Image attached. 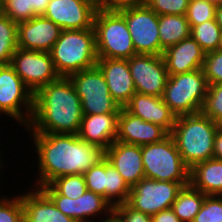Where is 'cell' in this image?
Returning a JSON list of instances; mask_svg holds the SVG:
<instances>
[{
	"mask_svg": "<svg viewBox=\"0 0 222 222\" xmlns=\"http://www.w3.org/2000/svg\"><path fill=\"white\" fill-rule=\"evenodd\" d=\"M90 5L96 11L107 10V0H81Z\"/></svg>",
	"mask_w": 222,
	"mask_h": 222,
	"instance_id": "obj_44",
	"label": "cell"
},
{
	"mask_svg": "<svg viewBox=\"0 0 222 222\" xmlns=\"http://www.w3.org/2000/svg\"><path fill=\"white\" fill-rule=\"evenodd\" d=\"M160 47L166 50L191 36L186 15H158Z\"/></svg>",
	"mask_w": 222,
	"mask_h": 222,
	"instance_id": "obj_25",
	"label": "cell"
},
{
	"mask_svg": "<svg viewBox=\"0 0 222 222\" xmlns=\"http://www.w3.org/2000/svg\"><path fill=\"white\" fill-rule=\"evenodd\" d=\"M207 89L208 83L201 68L169 75L162 98L176 117L195 114L202 110Z\"/></svg>",
	"mask_w": 222,
	"mask_h": 222,
	"instance_id": "obj_6",
	"label": "cell"
},
{
	"mask_svg": "<svg viewBox=\"0 0 222 222\" xmlns=\"http://www.w3.org/2000/svg\"><path fill=\"white\" fill-rule=\"evenodd\" d=\"M62 29L50 19L35 16L17 23V46L25 50L50 52Z\"/></svg>",
	"mask_w": 222,
	"mask_h": 222,
	"instance_id": "obj_14",
	"label": "cell"
},
{
	"mask_svg": "<svg viewBox=\"0 0 222 222\" xmlns=\"http://www.w3.org/2000/svg\"><path fill=\"white\" fill-rule=\"evenodd\" d=\"M146 0H107V10H119L130 6H142Z\"/></svg>",
	"mask_w": 222,
	"mask_h": 222,
	"instance_id": "obj_40",
	"label": "cell"
},
{
	"mask_svg": "<svg viewBox=\"0 0 222 222\" xmlns=\"http://www.w3.org/2000/svg\"><path fill=\"white\" fill-rule=\"evenodd\" d=\"M141 154L146 178L157 181L189 182L190 169L183 162L170 134L158 143L142 145Z\"/></svg>",
	"mask_w": 222,
	"mask_h": 222,
	"instance_id": "obj_7",
	"label": "cell"
},
{
	"mask_svg": "<svg viewBox=\"0 0 222 222\" xmlns=\"http://www.w3.org/2000/svg\"><path fill=\"white\" fill-rule=\"evenodd\" d=\"M10 65L33 94L60 78L50 52L17 48Z\"/></svg>",
	"mask_w": 222,
	"mask_h": 222,
	"instance_id": "obj_12",
	"label": "cell"
},
{
	"mask_svg": "<svg viewBox=\"0 0 222 222\" xmlns=\"http://www.w3.org/2000/svg\"><path fill=\"white\" fill-rule=\"evenodd\" d=\"M128 64L137 93L163 96L169 75L162 55L135 54Z\"/></svg>",
	"mask_w": 222,
	"mask_h": 222,
	"instance_id": "obj_13",
	"label": "cell"
},
{
	"mask_svg": "<svg viewBox=\"0 0 222 222\" xmlns=\"http://www.w3.org/2000/svg\"><path fill=\"white\" fill-rule=\"evenodd\" d=\"M218 50L222 51V33H221V39H220V44Z\"/></svg>",
	"mask_w": 222,
	"mask_h": 222,
	"instance_id": "obj_49",
	"label": "cell"
},
{
	"mask_svg": "<svg viewBox=\"0 0 222 222\" xmlns=\"http://www.w3.org/2000/svg\"><path fill=\"white\" fill-rule=\"evenodd\" d=\"M152 222H181L171 208L151 216Z\"/></svg>",
	"mask_w": 222,
	"mask_h": 222,
	"instance_id": "obj_41",
	"label": "cell"
},
{
	"mask_svg": "<svg viewBox=\"0 0 222 222\" xmlns=\"http://www.w3.org/2000/svg\"><path fill=\"white\" fill-rule=\"evenodd\" d=\"M29 134L38 165L33 187L48 185L61 176L84 174L105 157L102 148L84 142L77 134Z\"/></svg>",
	"mask_w": 222,
	"mask_h": 222,
	"instance_id": "obj_1",
	"label": "cell"
},
{
	"mask_svg": "<svg viewBox=\"0 0 222 222\" xmlns=\"http://www.w3.org/2000/svg\"><path fill=\"white\" fill-rule=\"evenodd\" d=\"M215 19H216L217 24L222 29V6H217Z\"/></svg>",
	"mask_w": 222,
	"mask_h": 222,
	"instance_id": "obj_46",
	"label": "cell"
},
{
	"mask_svg": "<svg viewBox=\"0 0 222 222\" xmlns=\"http://www.w3.org/2000/svg\"><path fill=\"white\" fill-rule=\"evenodd\" d=\"M81 100L84 115L120 113L121 107L109 93L105 77L96 65L68 76Z\"/></svg>",
	"mask_w": 222,
	"mask_h": 222,
	"instance_id": "obj_8",
	"label": "cell"
},
{
	"mask_svg": "<svg viewBox=\"0 0 222 222\" xmlns=\"http://www.w3.org/2000/svg\"><path fill=\"white\" fill-rule=\"evenodd\" d=\"M168 135L162 127L143 121L141 118L128 112L124 107L121 108L118 117L116 141L142 146L158 143Z\"/></svg>",
	"mask_w": 222,
	"mask_h": 222,
	"instance_id": "obj_16",
	"label": "cell"
},
{
	"mask_svg": "<svg viewBox=\"0 0 222 222\" xmlns=\"http://www.w3.org/2000/svg\"><path fill=\"white\" fill-rule=\"evenodd\" d=\"M220 124L212 121L202 112L176 117L170 135L185 165H194L213 158L215 134Z\"/></svg>",
	"mask_w": 222,
	"mask_h": 222,
	"instance_id": "obj_3",
	"label": "cell"
},
{
	"mask_svg": "<svg viewBox=\"0 0 222 222\" xmlns=\"http://www.w3.org/2000/svg\"><path fill=\"white\" fill-rule=\"evenodd\" d=\"M192 222H222V196L206 195Z\"/></svg>",
	"mask_w": 222,
	"mask_h": 222,
	"instance_id": "obj_34",
	"label": "cell"
},
{
	"mask_svg": "<svg viewBox=\"0 0 222 222\" xmlns=\"http://www.w3.org/2000/svg\"><path fill=\"white\" fill-rule=\"evenodd\" d=\"M157 15H186L189 0H146Z\"/></svg>",
	"mask_w": 222,
	"mask_h": 222,
	"instance_id": "obj_38",
	"label": "cell"
},
{
	"mask_svg": "<svg viewBox=\"0 0 222 222\" xmlns=\"http://www.w3.org/2000/svg\"><path fill=\"white\" fill-rule=\"evenodd\" d=\"M93 27L98 58L128 60L136 54L126 20L117 10L96 11Z\"/></svg>",
	"mask_w": 222,
	"mask_h": 222,
	"instance_id": "obj_5",
	"label": "cell"
},
{
	"mask_svg": "<svg viewBox=\"0 0 222 222\" xmlns=\"http://www.w3.org/2000/svg\"><path fill=\"white\" fill-rule=\"evenodd\" d=\"M0 222H24L20 195L0 197Z\"/></svg>",
	"mask_w": 222,
	"mask_h": 222,
	"instance_id": "obj_36",
	"label": "cell"
},
{
	"mask_svg": "<svg viewBox=\"0 0 222 222\" xmlns=\"http://www.w3.org/2000/svg\"><path fill=\"white\" fill-rule=\"evenodd\" d=\"M189 182L157 181L144 177L134 185L127 204L137 211L153 216L171 208L178 192Z\"/></svg>",
	"mask_w": 222,
	"mask_h": 222,
	"instance_id": "obj_10",
	"label": "cell"
},
{
	"mask_svg": "<svg viewBox=\"0 0 222 222\" xmlns=\"http://www.w3.org/2000/svg\"><path fill=\"white\" fill-rule=\"evenodd\" d=\"M217 6H222V0H219V3Z\"/></svg>",
	"mask_w": 222,
	"mask_h": 222,
	"instance_id": "obj_51",
	"label": "cell"
},
{
	"mask_svg": "<svg viewBox=\"0 0 222 222\" xmlns=\"http://www.w3.org/2000/svg\"><path fill=\"white\" fill-rule=\"evenodd\" d=\"M56 207L65 215L74 220L104 217L108 215L113 206L103 196L86 190L77 199H70L63 195H48ZM102 214V215H101Z\"/></svg>",
	"mask_w": 222,
	"mask_h": 222,
	"instance_id": "obj_19",
	"label": "cell"
},
{
	"mask_svg": "<svg viewBox=\"0 0 222 222\" xmlns=\"http://www.w3.org/2000/svg\"><path fill=\"white\" fill-rule=\"evenodd\" d=\"M208 1L214 2V3H216L217 5H218V3H219V0H208Z\"/></svg>",
	"mask_w": 222,
	"mask_h": 222,
	"instance_id": "obj_50",
	"label": "cell"
},
{
	"mask_svg": "<svg viewBox=\"0 0 222 222\" xmlns=\"http://www.w3.org/2000/svg\"><path fill=\"white\" fill-rule=\"evenodd\" d=\"M202 69L208 85L222 84V51L206 53Z\"/></svg>",
	"mask_w": 222,
	"mask_h": 222,
	"instance_id": "obj_37",
	"label": "cell"
},
{
	"mask_svg": "<svg viewBox=\"0 0 222 222\" xmlns=\"http://www.w3.org/2000/svg\"><path fill=\"white\" fill-rule=\"evenodd\" d=\"M40 188L47 195H63L70 199L79 198L87 190L83 174L61 176Z\"/></svg>",
	"mask_w": 222,
	"mask_h": 222,
	"instance_id": "obj_27",
	"label": "cell"
},
{
	"mask_svg": "<svg viewBox=\"0 0 222 222\" xmlns=\"http://www.w3.org/2000/svg\"><path fill=\"white\" fill-rule=\"evenodd\" d=\"M201 112L218 124L222 122V84L208 85Z\"/></svg>",
	"mask_w": 222,
	"mask_h": 222,
	"instance_id": "obj_33",
	"label": "cell"
},
{
	"mask_svg": "<svg viewBox=\"0 0 222 222\" xmlns=\"http://www.w3.org/2000/svg\"><path fill=\"white\" fill-rule=\"evenodd\" d=\"M189 184L205 195L222 196V160L210 158L194 165L189 172Z\"/></svg>",
	"mask_w": 222,
	"mask_h": 222,
	"instance_id": "obj_24",
	"label": "cell"
},
{
	"mask_svg": "<svg viewBox=\"0 0 222 222\" xmlns=\"http://www.w3.org/2000/svg\"><path fill=\"white\" fill-rule=\"evenodd\" d=\"M205 196L200 190L188 184L178 192L171 209L181 222H192L200 211Z\"/></svg>",
	"mask_w": 222,
	"mask_h": 222,
	"instance_id": "obj_26",
	"label": "cell"
},
{
	"mask_svg": "<svg viewBox=\"0 0 222 222\" xmlns=\"http://www.w3.org/2000/svg\"><path fill=\"white\" fill-rule=\"evenodd\" d=\"M50 0H30V8L37 15L42 16L46 12Z\"/></svg>",
	"mask_w": 222,
	"mask_h": 222,
	"instance_id": "obj_43",
	"label": "cell"
},
{
	"mask_svg": "<svg viewBox=\"0 0 222 222\" xmlns=\"http://www.w3.org/2000/svg\"><path fill=\"white\" fill-rule=\"evenodd\" d=\"M124 108L143 121L162 127L168 134L172 132L175 125L176 115L164 103L162 97L136 92Z\"/></svg>",
	"mask_w": 222,
	"mask_h": 222,
	"instance_id": "obj_20",
	"label": "cell"
},
{
	"mask_svg": "<svg viewBox=\"0 0 222 222\" xmlns=\"http://www.w3.org/2000/svg\"><path fill=\"white\" fill-rule=\"evenodd\" d=\"M0 12L16 23L28 21L37 16L30 8V0H2Z\"/></svg>",
	"mask_w": 222,
	"mask_h": 222,
	"instance_id": "obj_32",
	"label": "cell"
},
{
	"mask_svg": "<svg viewBox=\"0 0 222 222\" xmlns=\"http://www.w3.org/2000/svg\"><path fill=\"white\" fill-rule=\"evenodd\" d=\"M123 222H152L151 216L132 209L127 203H121L112 210Z\"/></svg>",
	"mask_w": 222,
	"mask_h": 222,
	"instance_id": "obj_39",
	"label": "cell"
},
{
	"mask_svg": "<svg viewBox=\"0 0 222 222\" xmlns=\"http://www.w3.org/2000/svg\"><path fill=\"white\" fill-rule=\"evenodd\" d=\"M105 158L118 170L132 188L145 177L141 146L114 141L105 151Z\"/></svg>",
	"mask_w": 222,
	"mask_h": 222,
	"instance_id": "obj_17",
	"label": "cell"
},
{
	"mask_svg": "<svg viewBox=\"0 0 222 222\" xmlns=\"http://www.w3.org/2000/svg\"><path fill=\"white\" fill-rule=\"evenodd\" d=\"M50 54L60 77L96 66L98 57L94 28L62 30Z\"/></svg>",
	"mask_w": 222,
	"mask_h": 222,
	"instance_id": "obj_4",
	"label": "cell"
},
{
	"mask_svg": "<svg viewBox=\"0 0 222 222\" xmlns=\"http://www.w3.org/2000/svg\"><path fill=\"white\" fill-rule=\"evenodd\" d=\"M81 100L68 77L41 87L34 94V110L29 133L77 134L82 117Z\"/></svg>",
	"mask_w": 222,
	"mask_h": 222,
	"instance_id": "obj_2",
	"label": "cell"
},
{
	"mask_svg": "<svg viewBox=\"0 0 222 222\" xmlns=\"http://www.w3.org/2000/svg\"><path fill=\"white\" fill-rule=\"evenodd\" d=\"M120 113L84 115L78 137L88 144L99 146L104 151L116 140Z\"/></svg>",
	"mask_w": 222,
	"mask_h": 222,
	"instance_id": "obj_21",
	"label": "cell"
},
{
	"mask_svg": "<svg viewBox=\"0 0 222 222\" xmlns=\"http://www.w3.org/2000/svg\"><path fill=\"white\" fill-rule=\"evenodd\" d=\"M93 220V221H92ZM95 220H97L96 218L95 219H91V218H89V219H81V220H75V222H101V220H100V218H98V220L97 221H95Z\"/></svg>",
	"mask_w": 222,
	"mask_h": 222,
	"instance_id": "obj_47",
	"label": "cell"
},
{
	"mask_svg": "<svg viewBox=\"0 0 222 222\" xmlns=\"http://www.w3.org/2000/svg\"><path fill=\"white\" fill-rule=\"evenodd\" d=\"M17 23L0 12V65L10 64L17 46Z\"/></svg>",
	"mask_w": 222,
	"mask_h": 222,
	"instance_id": "obj_29",
	"label": "cell"
},
{
	"mask_svg": "<svg viewBox=\"0 0 222 222\" xmlns=\"http://www.w3.org/2000/svg\"><path fill=\"white\" fill-rule=\"evenodd\" d=\"M96 10L81 0H50L44 17L62 30L94 28Z\"/></svg>",
	"mask_w": 222,
	"mask_h": 222,
	"instance_id": "obj_15",
	"label": "cell"
},
{
	"mask_svg": "<svg viewBox=\"0 0 222 222\" xmlns=\"http://www.w3.org/2000/svg\"><path fill=\"white\" fill-rule=\"evenodd\" d=\"M86 188L105 198L106 186V158L104 157L96 165L92 166L84 174Z\"/></svg>",
	"mask_w": 222,
	"mask_h": 222,
	"instance_id": "obj_35",
	"label": "cell"
},
{
	"mask_svg": "<svg viewBox=\"0 0 222 222\" xmlns=\"http://www.w3.org/2000/svg\"><path fill=\"white\" fill-rule=\"evenodd\" d=\"M126 20L136 54L162 55L158 15L146 4L117 10Z\"/></svg>",
	"mask_w": 222,
	"mask_h": 222,
	"instance_id": "obj_11",
	"label": "cell"
},
{
	"mask_svg": "<svg viewBox=\"0 0 222 222\" xmlns=\"http://www.w3.org/2000/svg\"><path fill=\"white\" fill-rule=\"evenodd\" d=\"M222 29L216 19L206 21L191 28V37L200 45L205 53L218 50Z\"/></svg>",
	"mask_w": 222,
	"mask_h": 222,
	"instance_id": "obj_30",
	"label": "cell"
},
{
	"mask_svg": "<svg viewBox=\"0 0 222 222\" xmlns=\"http://www.w3.org/2000/svg\"><path fill=\"white\" fill-rule=\"evenodd\" d=\"M217 4L208 0H189L186 18L192 28L215 19Z\"/></svg>",
	"mask_w": 222,
	"mask_h": 222,
	"instance_id": "obj_31",
	"label": "cell"
},
{
	"mask_svg": "<svg viewBox=\"0 0 222 222\" xmlns=\"http://www.w3.org/2000/svg\"><path fill=\"white\" fill-rule=\"evenodd\" d=\"M34 110V94L13 67L0 65V115L7 116L25 128ZM2 113V114H1Z\"/></svg>",
	"mask_w": 222,
	"mask_h": 222,
	"instance_id": "obj_9",
	"label": "cell"
},
{
	"mask_svg": "<svg viewBox=\"0 0 222 222\" xmlns=\"http://www.w3.org/2000/svg\"><path fill=\"white\" fill-rule=\"evenodd\" d=\"M131 188L124 181L117 169H115L106 159V186L105 199L116 206L126 203Z\"/></svg>",
	"mask_w": 222,
	"mask_h": 222,
	"instance_id": "obj_28",
	"label": "cell"
},
{
	"mask_svg": "<svg viewBox=\"0 0 222 222\" xmlns=\"http://www.w3.org/2000/svg\"><path fill=\"white\" fill-rule=\"evenodd\" d=\"M101 222H123L113 211H111L106 217L101 219Z\"/></svg>",
	"mask_w": 222,
	"mask_h": 222,
	"instance_id": "obj_45",
	"label": "cell"
},
{
	"mask_svg": "<svg viewBox=\"0 0 222 222\" xmlns=\"http://www.w3.org/2000/svg\"><path fill=\"white\" fill-rule=\"evenodd\" d=\"M205 52L191 37L185 38L176 45L164 50V58L168 75H176L201 69Z\"/></svg>",
	"mask_w": 222,
	"mask_h": 222,
	"instance_id": "obj_22",
	"label": "cell"
},
{
	"mask_svg": "<svg viewBox=\"0 0 222 222\" xmlns=\"http://www.w3.org/2000/svg\"><path fill=\"white\" fill-rule=\"evenodd\" d=\"M1 144V143H0ZM1 146V145H0ZM1 149V148H0ZM1 151V150H0ZM0 153H2V152H0ZM2 157V154L0 155V175L1 174H3L2 172H3V169H2V167L4 166V161H3V158H1ZM2 159V160H1ZM3 163V164H2ZM0 191H1V189H0Z\"/></svg>",
	"mask_w": 222,
	"mask_h": 222,
	"instance_id": "obj_48",
	"label": "cell"
},
{
	"mask_svg": "<svg viewBox=\"0 0 222 222\" xmlns=\"http://www.w3.org/2000/svg\"><path fill=\"white\" fill-rule=\"evenodd\" d=\"M213 158L222 160V128L221 127L218 128L214 137Z\"/></svg>",
	"mask_w": 222,
	"mask_h": 222,
	"instance_id": "obj_42",
	"label": "cell"
},
{
	"mask_svg": "<svg viewBox=\"0 0 222 222\" xmlns=\"http://www.w3.org/2000/svg\"><path fill=\"white\" fill-rule=\"evenodd\" d=\"M102 71L109 93L123 108L136 93L127 59L98 58L97 64Z\"/></svg>",
	"mask_w": 222,
	"mask_h": 222,
	"instance_id": "obj_18",
	"label": "cell"
},
{
	"mask_svg": "<svg viewBox=\"0 0 222 222\" xmlns=\"http://www.w3.org/2000/svg\"><path fill=\"white\" fill-rule=\"evenodd\" d=\"M31 188L27 193L20 194L24 222H75L63 214L41 188Z\"/></svg>",
	"mask_w": 222,
	"mask_h": 222,
	"instance_id": "obj_23",
	"label": "cell"
}]
</instances>
